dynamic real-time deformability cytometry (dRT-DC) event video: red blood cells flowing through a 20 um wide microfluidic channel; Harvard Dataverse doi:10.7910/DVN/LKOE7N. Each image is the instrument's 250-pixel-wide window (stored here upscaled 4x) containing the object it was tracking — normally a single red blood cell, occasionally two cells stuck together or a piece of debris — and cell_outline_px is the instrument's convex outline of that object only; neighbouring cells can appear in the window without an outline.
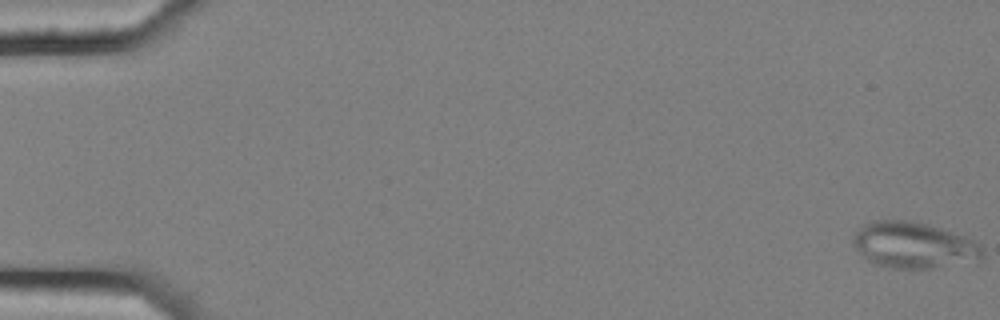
{"species": "common noctule bat (a hibernating species)", "species_latin": "Nyctalus noctula", "temperature_condition": "cold", "stored_images_in_passage": 5, "camera_frame_rate_fps": 3000, "um_per_image_px": 0.085, "animal": {"sex": "female", "body_mass_g": 25.1}, "frame": {"image": 1, "passage_image": 1, "time_ms": 0.0, "image_size_px": [1000, 320], "cell_outline_px": [[984, 256], [976, 264], [932, 268], [892, 268], [872, 264], [856, 248], [852, 240], [856, 232], [864, 224], [876, 220], [908, 220], [940, 228], [964, 236], [980, 244], [984, 252]], "centroid_in_image_um": [77.74, 20.87], "position_along_channel_um": 7.3, "area_um2": 35.08}}
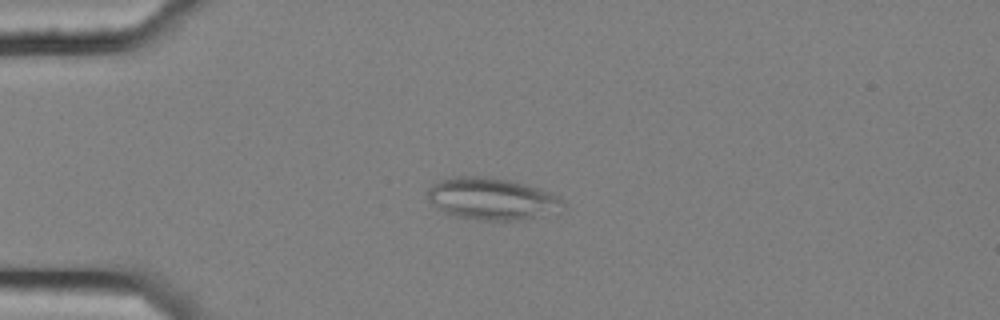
{"frame": {"image": 2, "passage_image": 4, "time_ms": 1.0, "image_size_px": [1000, 320], "cell_outline_px": [[568, 204], [560, 212], [540, 216], [516, 220], [476, 220], [452, 216], [436, 208], [428, 200], [428, 188], [432, 184], [440, 180], [452, 176], [488, 176], [512, 180], [540, 188], [552, 192], [560, 196]], "centroid_in_image_um": [41.86, 16.89], "position_along_channel_um": 43.1, "area_um2": 33.99}}